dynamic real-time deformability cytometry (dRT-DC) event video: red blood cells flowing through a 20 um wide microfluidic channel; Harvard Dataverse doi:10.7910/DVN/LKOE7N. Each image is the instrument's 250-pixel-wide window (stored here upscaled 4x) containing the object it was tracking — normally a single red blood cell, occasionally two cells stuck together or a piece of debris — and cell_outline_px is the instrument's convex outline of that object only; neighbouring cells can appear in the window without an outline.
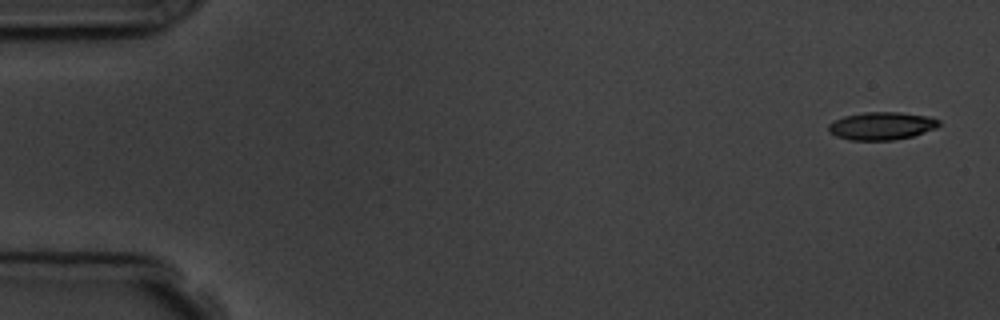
{"species": "common noctule bat (a hibernating species)", "species_latin": "Nyctalus noctula", "temperature_condition": "room temperature", "stored_images_in_passage": 5, "camera_frame_rate_fps": 3000, "um_per_image_px": 0.085, "animal": {"sex": "male", "body_mass_g": 19.5, "forearm_length_mm": 54.6}, "frame": {"image": 1, "passage_image": 1, "time_ms": 0.0, "image_size_px": [1000, 320], "cell_outline_px": [[940, 124], [936, 128], [912, 136], [892, 140], [848, 140], [836, 136], [828, 132], [828, 124], [844, 116], [864, 112], [900, 112], [932, 116], [940, 120]], "centroid_in_image_um": [74.95, 10.69], "position_along_channel_um": 10.1, "area_um2": 18.03}}
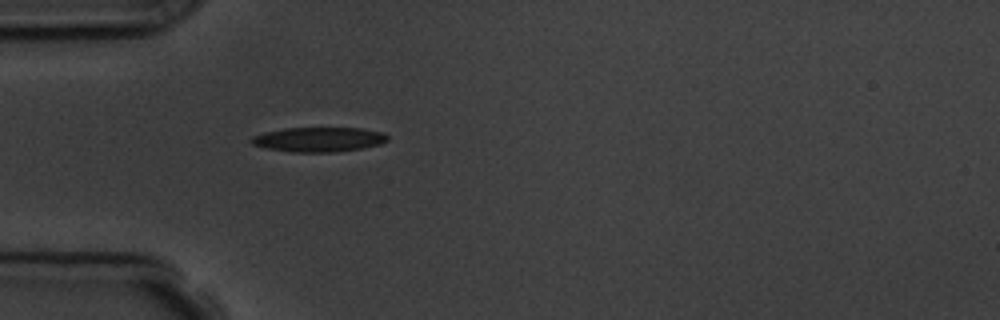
{"frame": {"image": 2, "passage_image": 5, "time_ms": 4.667, "image_size_px": [1000, 320], "cell_outline_px": [[388, 140], [380, 144], [360, 148], [332, 152], [292, 152], [268, 148], [252, 144], [248, 140], [252, 136], [264, 132], [284, 128], [364, 128], [384, 132], [388, 136]], "centroid_in_image_um": [27.09, 11.84], "position_along_channel_um": 57.9, "area_um2": 19.54}}